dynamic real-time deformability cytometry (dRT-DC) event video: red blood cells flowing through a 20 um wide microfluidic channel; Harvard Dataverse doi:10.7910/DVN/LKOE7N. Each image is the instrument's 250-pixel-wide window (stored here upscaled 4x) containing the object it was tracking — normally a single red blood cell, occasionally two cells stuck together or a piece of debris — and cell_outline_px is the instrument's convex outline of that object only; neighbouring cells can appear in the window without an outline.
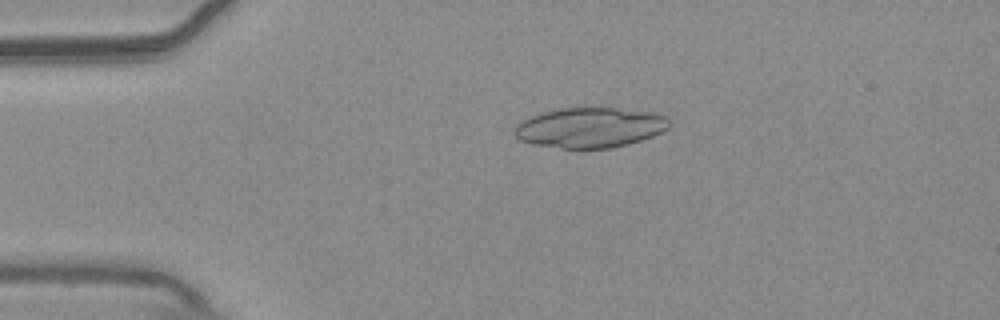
{"species": "common noctule bat (a hibernating species)", "species_latin": "Nyctalus noctula", "temperature_condition": "warm", "stored_images_in_passage": 53, "camera_frame_rate_fps": 3000, "um_per_image_px": 0.085, "animal": {"sex": "male", "body_mass_g": 20.4}, "frame": {"image": 1, "passage_image": 11, "time_ms": 3.333, "image_size_px": [1000, 320], "cell_outline_px": [[672, 124], [668, 128], [652, 136], [628, 144], [612, 148], [560, 148], [532, 144], [520, 140], [516, 136], [516, 124], [532, 116], [544, 112], [560, 108], [616, 108], [656, 112], [668, 116]], "centroid_in_image_um": [50.21, 10.84], "position_along_channel_um": 34.8, "area_um2": 36.18}}